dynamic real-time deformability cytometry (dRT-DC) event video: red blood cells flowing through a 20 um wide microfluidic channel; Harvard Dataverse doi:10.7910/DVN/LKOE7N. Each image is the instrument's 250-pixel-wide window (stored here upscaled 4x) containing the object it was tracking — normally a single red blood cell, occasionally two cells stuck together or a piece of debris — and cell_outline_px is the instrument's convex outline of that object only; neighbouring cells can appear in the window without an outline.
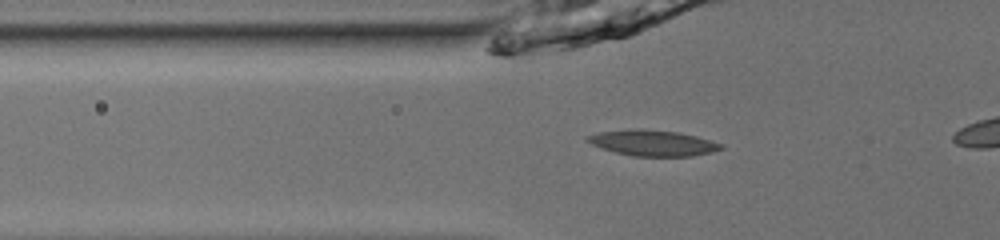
{"species": "common noctule bat (a hibernating species)", "species_latin": "Nyctalus noctula", "temperature_condition": "room temperature", "stored_images_in_passage": 16, "camera_frame_rate_fps": 3000, "um_per_image_px": 0.085, "animal": {"sex": "male", "body_mass_g": 13.0, "forearm_length_mm": 53.1}, "frame": {"image": 1, "passage_image": 14, "time_ms": 4.333, "image_size_px": [1000, 240], "cell_outline_px": [[724, 148], [712, 152], [692, 156], [632, 156], [616, 152], [592, 144], [584, 140], [588, 136], [596, 132], [636, 128], [644, 128], [680, 132], [696, 136], [724, 144]], "centroid_in_image_um": [55.51, 12.13], "position_along_channel_um": 70.3, "area_um2": 20.23}}